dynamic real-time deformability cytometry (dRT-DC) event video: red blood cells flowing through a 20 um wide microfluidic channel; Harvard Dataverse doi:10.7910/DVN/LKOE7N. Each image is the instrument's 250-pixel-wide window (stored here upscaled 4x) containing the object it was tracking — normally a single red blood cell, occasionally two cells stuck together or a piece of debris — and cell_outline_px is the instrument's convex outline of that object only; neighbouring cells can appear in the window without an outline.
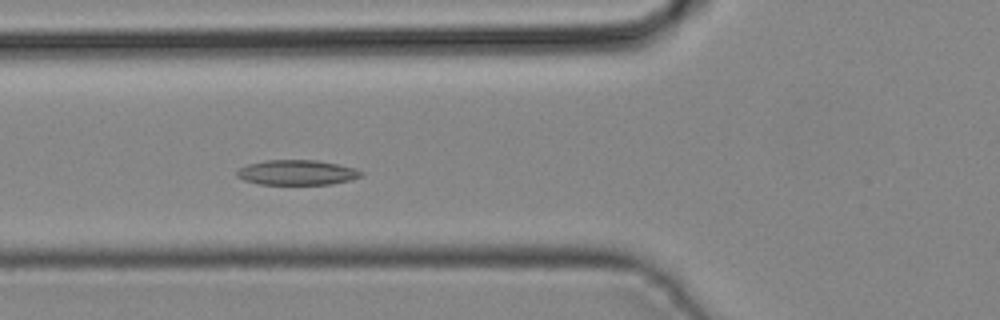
{"species": "common noctule bat (a hibernating species)", "species_latin": "Nyctalus noctula", "temperature_condition": "cold", "stored_images_in_passage": 34, "camera_frame_rate_fps": 3000, "um_per_image_px": 0.085, "animal": {"sex": "male", "body_mass_g": 19.2, "forearm_length_mm": 51.8}, "frame": {"image": 1, "passage_image": 7, "time_ms": 2.0, "image_size_px": [1000, 320], "cell_outline_px": [[364, 176], [352, 180], [332, 184], [260, 184], [244, 180], [236, 176], [236, 172], [240, 168], [248, 164], [264, 160], [316, 160], [356, 168], [364, 172]], "centroid_in_image_um": [25.28, 14.66], "position_along_channel_um": 100.5, "area_um2": 18.21}}
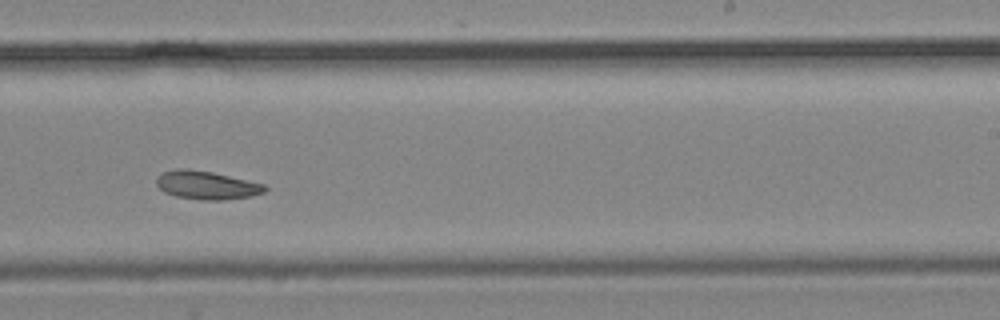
{"frame": {"image": 2, "passage_image": 18, "time_ms": 5.667, "image_size_px": [1000, 320], "cell_outline_px": [[268, 188], [264, 192], [252, 196], [224, 200], [200, 200], [176, 196], [164, 192], [156, 184], [156, 176], [164, 172], [176, 168], [188, 168], [212, 172], [264, 184]], "centroid_in_image_um": [17.54, 15.74], "position_along_channel_um": 271.5, "area_um2": 17.98}}
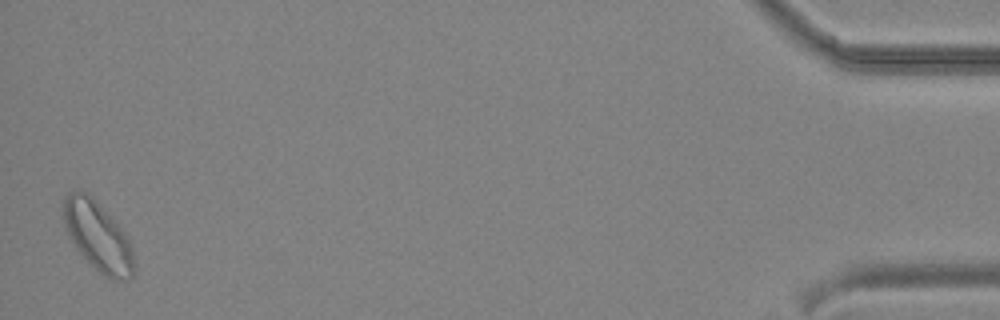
{"frame": {"image": 3, "passage_image": 34, "time_ms": 11.0, "image_size_px": [1000, 320], "cell_outline_px": [[136, 268], [132, 276], [120, 280], [112, 280], [104, 276], [88, 264], [76, 248], [68, 236], [64, 224], [64, 196], [68, 192], [88, 192], [96, 200], [120, 228], [128, 240], [132, 248]], "centroid_in_image_um": [8.31, 20.13], "position_along_channel_um": 426.9, "area_um2": 28.44}}